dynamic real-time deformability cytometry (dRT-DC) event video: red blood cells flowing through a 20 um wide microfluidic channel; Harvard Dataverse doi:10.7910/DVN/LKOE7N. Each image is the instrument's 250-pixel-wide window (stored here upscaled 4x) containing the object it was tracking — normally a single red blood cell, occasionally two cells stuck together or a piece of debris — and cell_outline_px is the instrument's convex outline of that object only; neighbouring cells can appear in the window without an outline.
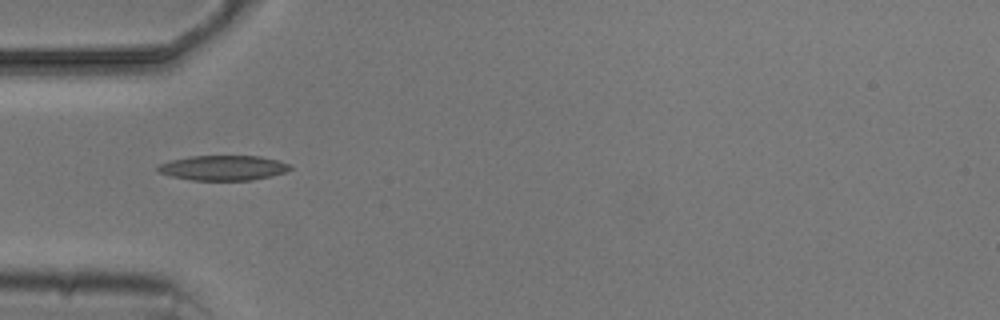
{"species": "common noctule bat (a hibernating species)", "species_latin": "Nyctalus noctula", "temperature_condition": "cold", "stored_images_in_passage": 2, "camera_frame_rate_fps": 3000, "um_per_image_px": 0.085, "animal": {"sex": "male", "body_mass_g": 20.5, "forearm_length_mm": 52.5}, "frame": {"image": 1, "passage_image": 1, "time_ms": 0.0, "image_size_px": [1000, 320], "cell_outline_px": [[292, 168], [284, 172], [252, 180], [192, 180], [172, 176], [160, 172], [156, 168], [160, 164], [168, 160], [188, 156], [260, 156], [276, 160], [288, 164]], "centroid_in_image_um": [18.92, 14.26], "position_along_channel_um": 66.1, "area_um2": 19.02}}
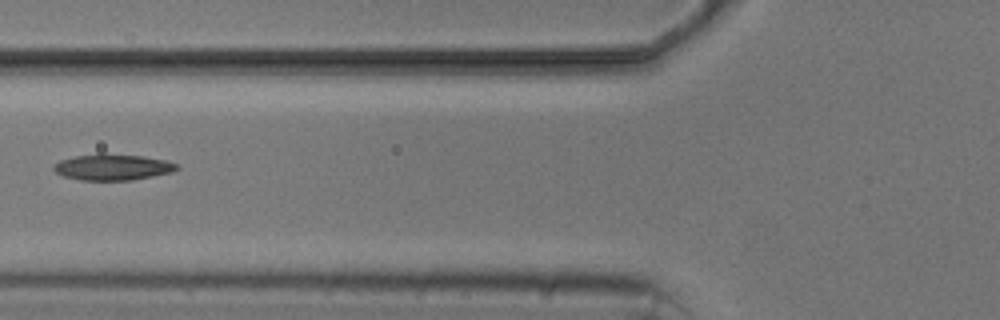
{"frame": {"image": 2, "passage_image": 2, "time_ms": 1.333, "image_size_px": [1000, 320], "cell_outline_px": [[180, 168], [172, 172], [132, 180], [80, 180], [64, 176], [56, 172], [52, 168], [60, 160], [76, 156], [100, 152], [104, 152], [144, 156], [164, 160], [176, 164]], "centroid_in_image_um": [9.57, 14.19], "position_along_channel_um": 116.2, "area_um2": 18.84}}